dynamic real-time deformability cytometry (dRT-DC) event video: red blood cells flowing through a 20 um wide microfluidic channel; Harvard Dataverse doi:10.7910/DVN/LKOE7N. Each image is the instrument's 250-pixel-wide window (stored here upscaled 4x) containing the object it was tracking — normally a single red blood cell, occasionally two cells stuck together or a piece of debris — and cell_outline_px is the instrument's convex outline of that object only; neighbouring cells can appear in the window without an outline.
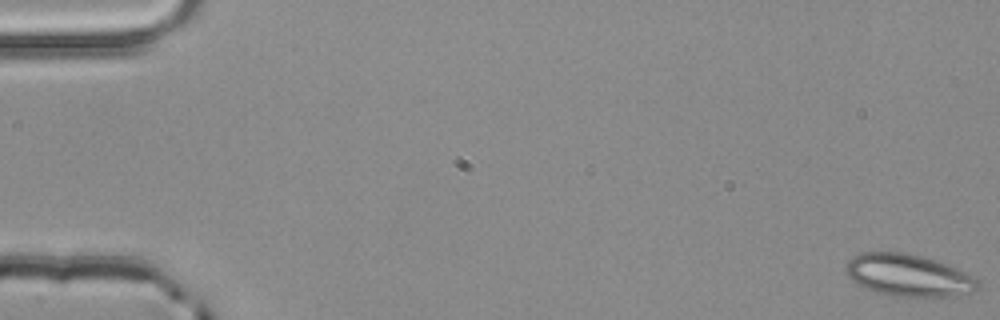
{"species": "common noctule bat (a hibernating species)", "species_latin": "Nyctalus noctula", "temperature_condition": "room temperature", "stored_images_in_passage": 4, "camera_frame_rate_fps": 3000, "um_per_image_px": 0.085, "animal": {"sex": "male", "body_mass_g": 20.4}, "frame": {"image": 1, "passage_image": 1, "time_ms": 0.0, "image_size_px": [1000, 320], "cell_outline_px": [[980, 284], [972, 292], [956, 296], [892, 296], [864, 288], [852, 280], [844, 272], [844, 268], [848, 260], [852, 256], [860, 252], [904, 252], [924, 256], [936, 260], [976, 276], [980, 280]], "centroid_in_image_um": [77.21, 23.39], "position_along_channel_um": 7.8, "area_um2": 32.71}}